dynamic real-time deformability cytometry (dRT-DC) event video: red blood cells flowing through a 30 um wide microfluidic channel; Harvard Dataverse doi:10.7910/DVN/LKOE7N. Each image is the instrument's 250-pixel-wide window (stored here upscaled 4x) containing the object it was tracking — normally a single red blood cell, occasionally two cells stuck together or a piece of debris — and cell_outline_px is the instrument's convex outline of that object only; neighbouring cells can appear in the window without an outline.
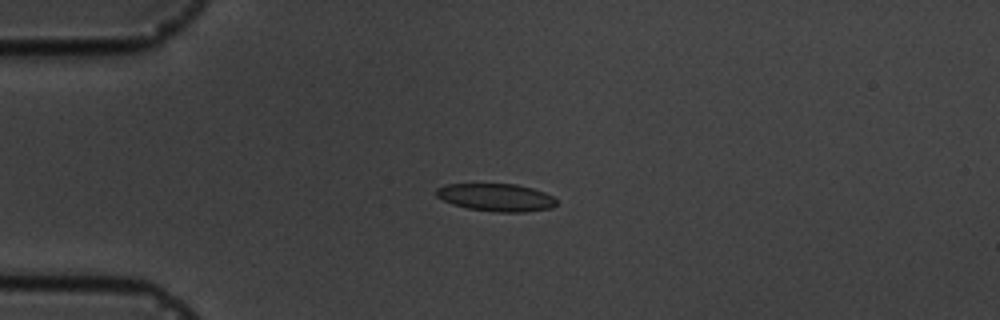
{"species": "common noctule bat (a hibernating species)", "species_latin": "Nyctalus noctula", "temperature_condition": "cold", "stored_images_in_passage": 6, "camera_frame_rate_fps": 3000, "um_per_image_px": 0.085, "animal": {"sex": "male", "body_mass_g": 19.5, "forearm_length_mm": 54.6}, "frame": {"image": 1, "passage_image": 5, "time_ms": 4.667, "image_size_px": [1000, 320], "cell_outline_px": [[556, 204], [552, 208], [524, 212], [496, 212], [468, 208], [452, 204], [436, 196], [436, 188], [444, 184], [516, 184], [532, 188], [544, 192], [552, 196], [556, 200]], "centroid_in_image_um": [42.17, 16.78], "position_along_channel_um": 42.8, "area_um2": 19.36}}
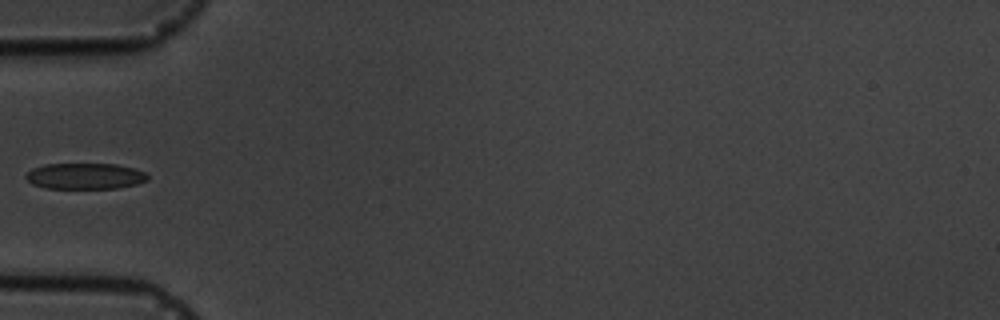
{"frame": {"image": 2, "passage_image": 6, "time_ms": 6.333, "image_size_px": [1000, 320], "cell_outline_px": [[148, 180], [136, 184], [120, 188], [44, 188], [32, 184], [24, 176], [32, 168], [44, 164], [116, 164], [136, 168], [144, 172], [148, 176]], "centroid_in_image_um": [7.23, 14.96], "position_along_channel_um": 77.8, "area_um2": 18.55}}